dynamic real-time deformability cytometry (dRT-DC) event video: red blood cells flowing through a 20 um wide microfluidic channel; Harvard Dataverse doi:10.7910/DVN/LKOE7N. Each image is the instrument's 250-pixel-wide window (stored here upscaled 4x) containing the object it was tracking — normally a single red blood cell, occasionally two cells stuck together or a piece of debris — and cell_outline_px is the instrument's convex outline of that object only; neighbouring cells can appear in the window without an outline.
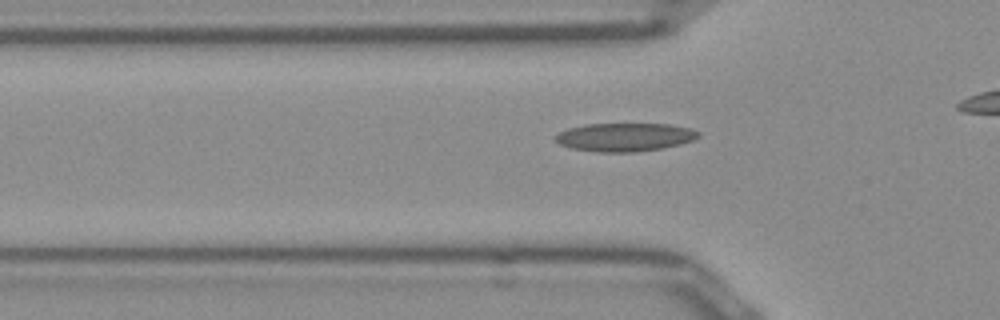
{"species": "Egyptian fruit bat (a non-hibernating species)", "species_latin": "Rousettus aegyptiacus", "temperature_condition": "room temperature", "stored_images_in_passage": 31, "camera_frame_rate_fps": 3000, "um_per_image_px": 0.085, "frame": {"image": 1, "passage_image": 6, "time_ms": 1.667, "image_size_px": [1000, 320], "cell_outline_px": [[700, 136], [692, 140], [680, 144], [660, 148], [632, 152], [596, 152], [572, 148], [560, 144], [552, 136], [568, 128], [584, 124], [672, 124], [688, 128], [700, 132]], "centroid_in_image_um": [53.08, 11.65], "position_along_channel_um": 72.7, "area_um2": 23.52}}
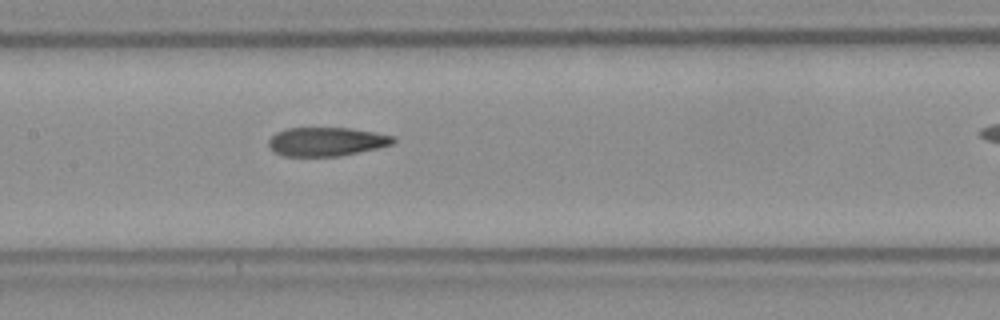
{"frame": {"image": 2, "passage_image": 14, "time_ms": 4.333, "image_size_px": [1000, 320], "cell_outline_px": [[396, 140], [392, 144], [376, 148], [340, 156], [284, 156], [276, 152], [268, 144], [268, 140], [276, 132], [288, 128], [348, 128], [396, 136]], "centroid_in_image_um": [27.75, 12.04], "position_along_channel_um": 179.7, "area_um2": 20.69}}
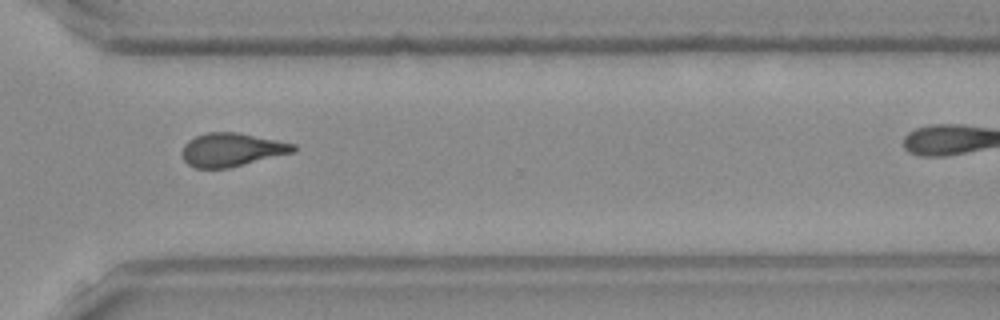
{"frame": {"image": 3, "passage_image": 27, "time_ms": 8.667, "image_size_px": [1000, 320], "cell_outline_px": [[296, 152], [228, 168], [196, 168], [188, 164], [184, 160], [184, 144], [188, 140], [196, 136], [208, 132], [236, 132], [296, 144]], "centroid_in_image_um": [19.73, 12.73], "position_along_channel_um": 350.9, "area_um2": 21.5}}